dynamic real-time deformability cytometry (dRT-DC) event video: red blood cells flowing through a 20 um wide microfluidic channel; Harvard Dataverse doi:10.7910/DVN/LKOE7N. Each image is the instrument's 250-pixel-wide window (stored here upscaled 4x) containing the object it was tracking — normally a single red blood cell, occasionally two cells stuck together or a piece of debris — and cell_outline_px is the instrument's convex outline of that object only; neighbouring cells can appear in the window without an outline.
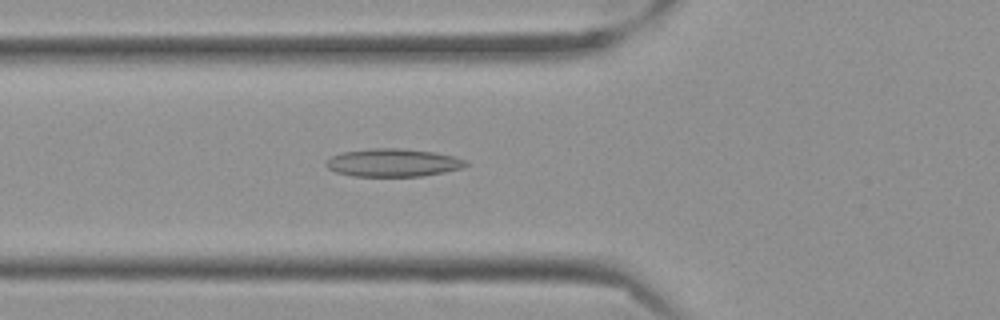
{"species": "Egyptian fruit bat (a non-hibernating species)", "species_latin": "Rousettus aegyptiacus", "temperature_condition": "cold", "stored_images_in_passage": 57, "camera_frame_rate_fps": 3000, "um_per_image_px": 0.085, "frame": {"image": 1, "passage_image": 21, "time_ms": 6.667, "image_size_px": [1000, 320], "cell_outline_px": [[468, 164], [460, 168], [444, 172], [420, 176], [352, 176], [336, 172], [328, 168], [324, 164], [332, 156], [340, 152], [368, 148], [404, 148], [432, 152], [452, 156], [468, 160]], "centroid_in_image_um": [33.37, 13.82], "position_along_channel_um": 92.4, "area_um2": 22.77}}
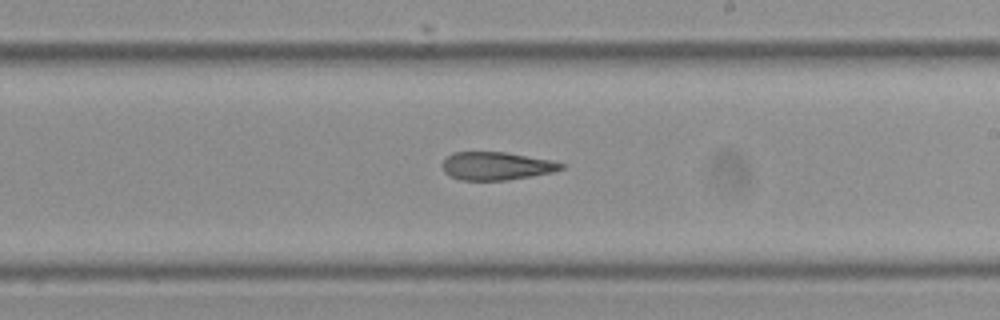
{"frame": {"image": 2, "passage_image": 34, "time_ms": 11.0, "image_size_px": [1000, 320], "cell_outline_px": [[568, 164], [564, 168], [552, 172], [508, 180], [460, 180], [444, 172], [444, 160], [452, 152], [508, 152], [552, 160]], "centroid_in_image_um": [42.25, 14.1], "position_along_channel_um": 246.7, "area_um2": 19.42}}
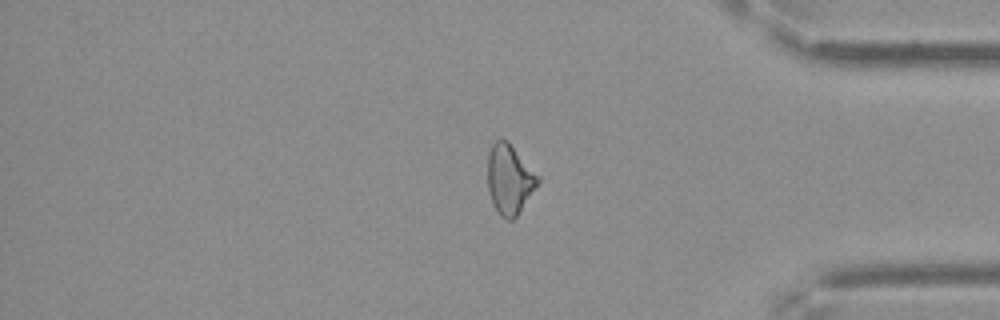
{"frame": {"image": 3, "passage_image": 48, "time_ms": 15.667, "image_size_px": [1000, 320], "cell_outline_px": [[540, 180], [516, 216], [512, 220], [508, 220], [500, 216], [496, 212], [492, 204], [488, 188], [488, 152], [492, 144], [500, 136], [504, 136], [508, 140], [540, 176]], "centroid_in_image_um": [43.29, 15.19], "position_along_channel_um": 391.9, "area_um2": 20.63}, "authors_computed_cell_mechanics": {"area_um2": 21.3282, "velocity_mm_per_s": 3.5418, "shape_relaxation_time_tau1_ms": null, "shape_relaxation_time_tau2_ms": 6.7051, "deformation_change_tau1": null, "deformation_change_tau2": 0.1689}}